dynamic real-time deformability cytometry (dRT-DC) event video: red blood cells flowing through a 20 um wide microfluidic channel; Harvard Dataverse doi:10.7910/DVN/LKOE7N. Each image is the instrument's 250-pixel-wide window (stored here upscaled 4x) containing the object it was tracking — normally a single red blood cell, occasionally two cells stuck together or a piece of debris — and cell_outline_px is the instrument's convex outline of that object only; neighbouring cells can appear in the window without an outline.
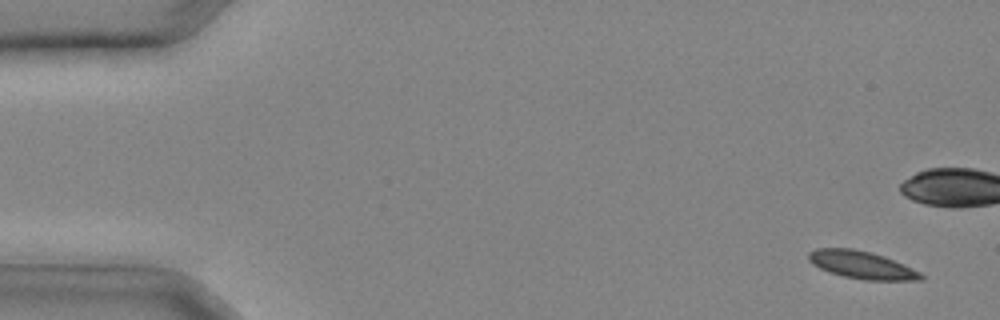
{"species": "common noctule bat (a hibernating species)", "species_latin": "Nyctalus noctula", "temperature_condition": "cold", "stored_images_in_passage": 27, "camera_frame_rate_fps": 3000, "um_per_image_px": 0.085, "animal": {"sex": "male", "body_mass_g": 20.4}, "frame": {"image": 1, "passage_image": 1, "time_ms": 0.0, "image_size_px": [1000, 320], "cell_outline_px": [[924, 280], [864, 280], [844, 276], [828, 272], [812, 264], [808, 260], [808, 252], [816, 248], [852, 248], [872, 252], [884, 256], [904, 264], [920, 272], [924, 276]], "centroid_in_image_um": [73.24, 22.51], "position_along_channel_um": 11.8, "area_um2": 18.21}}
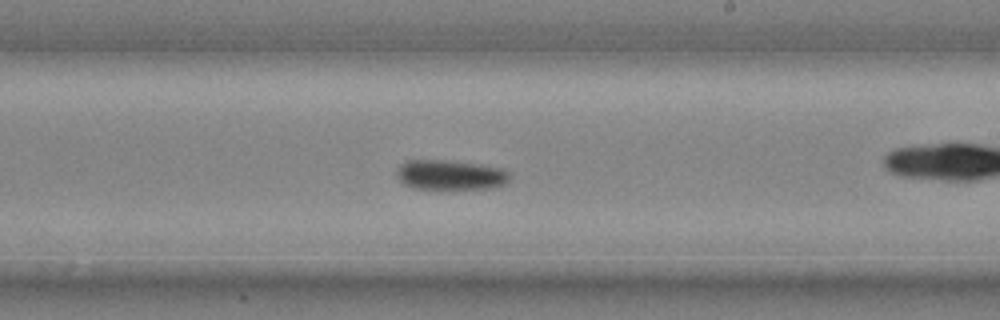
{"frame": {"image": 2, "passage_image": 19, "time_ms": 6.0, "image_size_px": [1000, 320], "cell_outline_px": [[508, 180], [504, 184], [492, 188], [416, 188], [404, 184], [396, 176], [396, 168], [404, 160], [452, 160], [504, 168], [508, 172]], "centroid_in_image_um": [38.24, 14.84], "position_along_channel_um": 250.8, "area_um2": 19.65}}
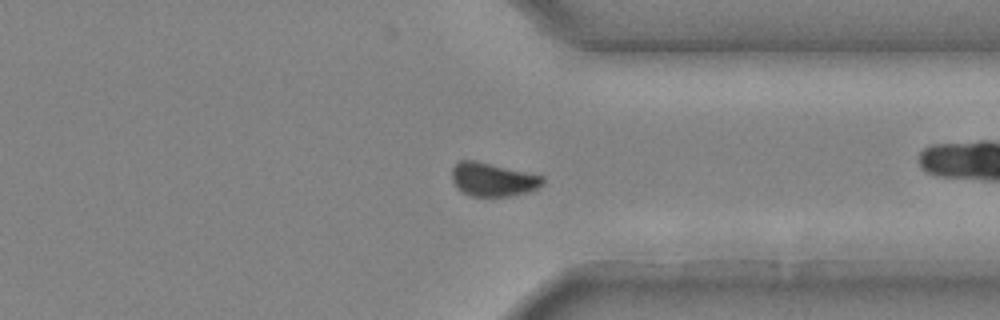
{"frame": {"image": 3, "passage_image": 25, "time_ms": 8.0, "image_size_px": [1000, 320], "cell_outline_px": [[544, 184], [528, 192], [512, 196], [472, 196], [456, 188], [452, 180], [452, 168], [460, 160], [476, 160], [544, 176]], "centroid_in_image_um": [41.89, 15.25], "position_along_channel_um": 369.5, "area_um2": 17.8}}